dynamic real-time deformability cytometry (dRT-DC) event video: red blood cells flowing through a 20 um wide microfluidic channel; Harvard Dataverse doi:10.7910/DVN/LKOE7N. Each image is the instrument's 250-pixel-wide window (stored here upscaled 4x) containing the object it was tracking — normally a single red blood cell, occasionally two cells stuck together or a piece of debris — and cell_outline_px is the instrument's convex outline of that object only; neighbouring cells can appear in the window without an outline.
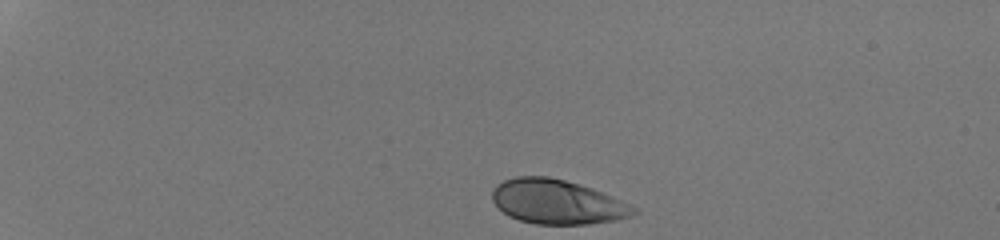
{"species": "human", "species_latin": "Homo sapiens", "temperature_condition": "room temperature", "stored_images_in_passage": 35, "camera_frame_rate_fps": 3000, "um_per_image_px": 0.085, "donor": {"sex": "male"}, "frame": {"image": 1, "passage_image": 1, "time_ms": 0.0, "image_size_px": [1000, 240], "cell_outline_px": [[636, 212], [628, 216], [616, 220], [588, 224], [536, 224], [520, 220], [508, 216], [492, 200], [492, 192], [496, 184], [504, 180], [516, 176], [548, 176], [580, 184], [592, 188], [620, 200], [632, 208]], "centroid_in_image_um": [47.29, 17.15], "position_along_channel_um": 37.7, "area_um2": 36.13}}
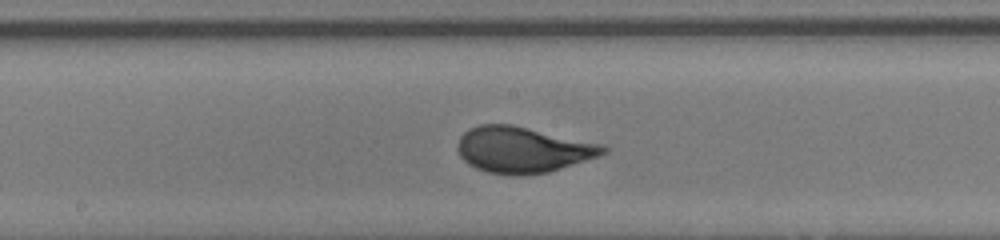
{"frame": {"image": 2, "passage_image": 20, "time_ms": 6.333, "image_size_px": [1000, 240], "cell_outline_px": [[608, 152], [600, 156], [548, 172], [520, 176], [516, 176], [488, 172], [476, 168], [468, 164], [460, 156], [456, 148], [456, 144], [460, 136], [468, 128], [480, 124], [512, 124], [604, 144], [608, 148]], "centroid_in_image_um": [44.43, 12.72], "position_along_channel_um": 203.8, "area_um2": 39.42}}
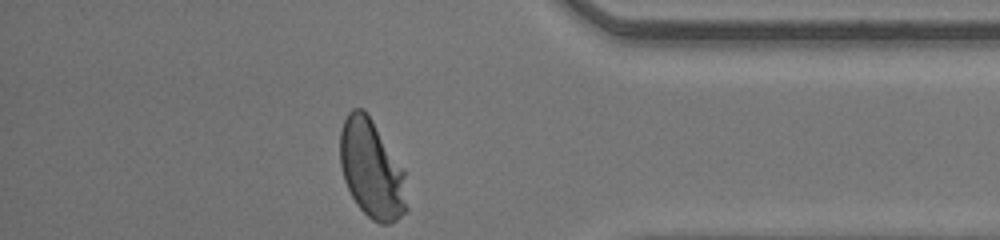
{"frame": {"image": 3, "passage_image": 35, "time_ms": 11.333, "image_size_px": [1000, 240], "cell_outline_px": [[408, 208], [396, 220], [388, 224], [380, 224], [372, 220], [356, 204], [344, 180], [340, 164], [340, 132], [344, 120], [348, 112], [352, 108], [364, 108], [404, 168]], "centroid_in_image_um": [31.59, 14.37], "position_along_channel_um": 403.6, "area_um2": 38.44}, "authors_computed_cell_mechanics": {"area_um2": 37.6278, "velocity_mm_per_s": 4.2377, "shape_relaxation_time_tau1_ms": 2.3672, "shape_relaxation_time_tau2_ms": null, "deformation_change_tau1": 0.1453, "deformation_change_tau2": null}}